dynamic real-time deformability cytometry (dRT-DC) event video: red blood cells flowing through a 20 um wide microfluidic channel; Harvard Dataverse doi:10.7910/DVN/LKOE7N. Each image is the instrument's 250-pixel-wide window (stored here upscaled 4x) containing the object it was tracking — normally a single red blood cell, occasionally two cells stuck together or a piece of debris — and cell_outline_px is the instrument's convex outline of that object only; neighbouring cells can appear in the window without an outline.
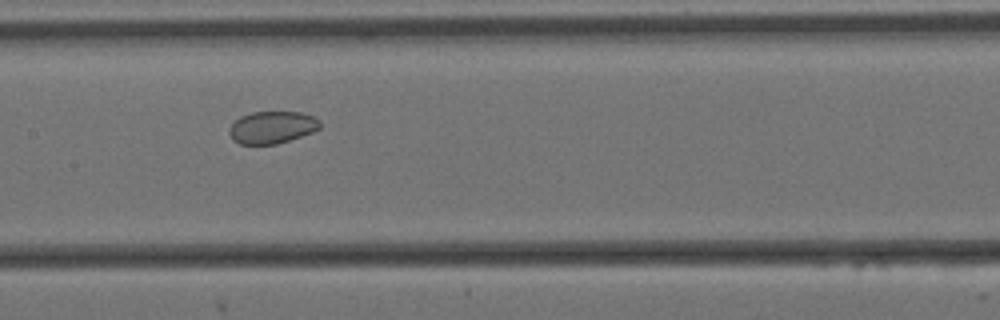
{"species": "Egyptian fruit bat (a non-hibernating species)", "species_latin": "Rousettus aegyptiacus", "temperature_condition": "cold", "stored_images_in_passage": 10, "camera_frame_rate_fps": 3000, "um_per_image_px": 0.085, "animal": {"sex": "female"}, "frame": {"image": 1, "passage_image": 6, "time_ms": 1.667, "image_size_px": [1000, 320], "cell_outline_px": [[320, 128], [312, 132], [276, 144], [240, 144], [232, 140], [228, 132], [228, 128], [240, 116], [252, 112], [300, 112], [312, 116], [320, 120]], "centroid_in_image_um": [23.09, 10.82], "position_along_channel_um": 184.3, "area_um2": 16.99}}
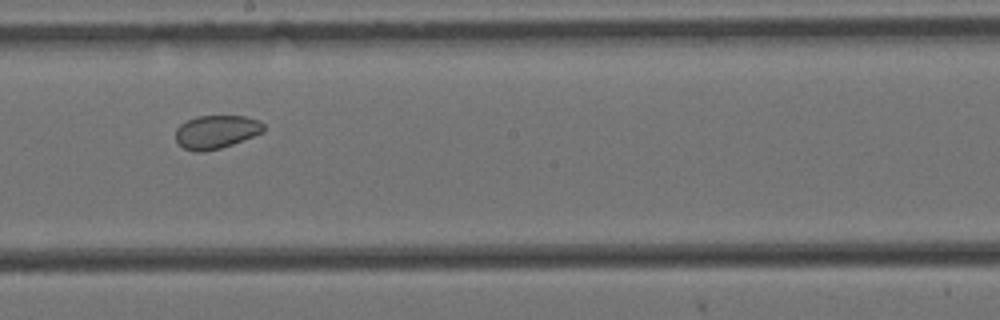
{"frame": {"image": 2, "passage_image": 7, "time_ms": 2.0, "image_size_px": [1000, 320], "cell_outline_px": [[264, 132], [232, 144], [220, 148], [204, 152], [196, 152], [184, 148], [176, 140], [176, 128], [180, 124], [196, 116], [244, 116], [260, 120], [264, 124]], "centroid_in_image_um": [18.39, 11.2], "position_along_channel_um": 229.8, "area_um2": 17.11}}
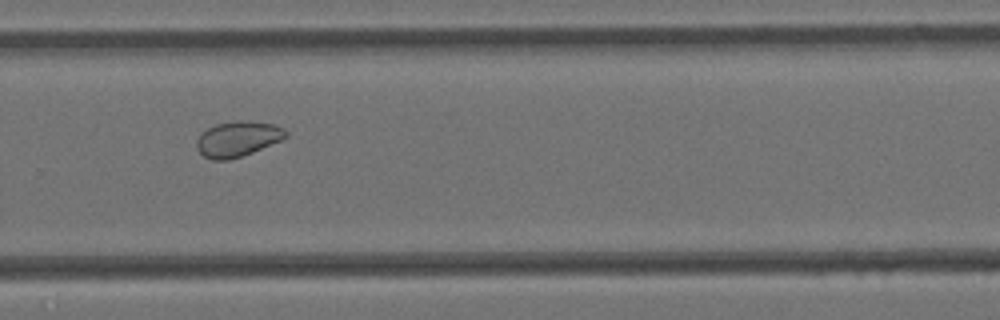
{"frame": {"image": 3, "passage_image": 9, "time_ms": 2.667, "image_size_px": [1000, 320], "cell_outline_px": [[288, 136], [280, 140], [252, 152], [228, 160], [212, 160], [204, 156], [196, 148], [196, 140], [200, 132], [216, 124], [236, 120], [248, 120], [272, 124], [284, 128], [288, 132]], "centroid_in_image_um": [20.17, 11.79], "position_along_channel_um": 309.6, "area_um2": 18.38}}